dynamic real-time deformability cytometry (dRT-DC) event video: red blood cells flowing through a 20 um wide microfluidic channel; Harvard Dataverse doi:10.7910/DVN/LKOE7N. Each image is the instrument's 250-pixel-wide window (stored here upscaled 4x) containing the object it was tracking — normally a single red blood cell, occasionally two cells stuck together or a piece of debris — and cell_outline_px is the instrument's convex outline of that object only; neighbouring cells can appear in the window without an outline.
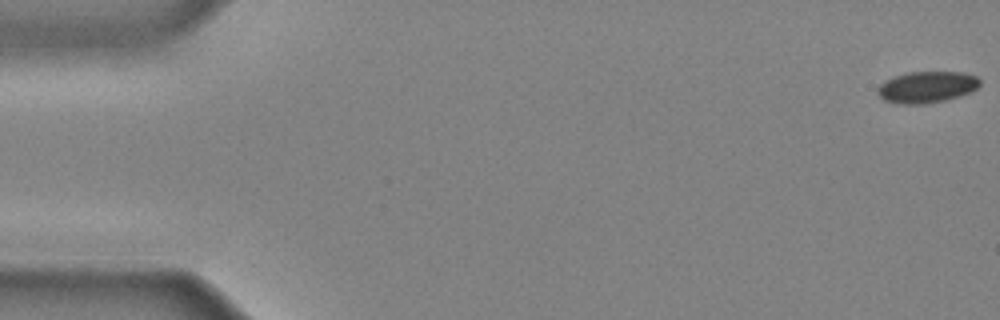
{"species": "common noctule bat (a hibernating species)", "species_latin": "Nyctalus noctula", "temperature_condition": "cold", "stored_images_in_passage": 41, "camera_frame_rate_fps": 3000, "um_per_image_px": 0.085, "animal": {"sex": "male", "body_mass_g": 20.4}, "frame": {"image": 1, "passage_image": 1, "time_ms": 0.0, "image_size_px": [1000, 320], "cell_outline_px": [[980, 84], [976, 88], [960, 96], [944, 100], [924, 104], [900, 104], [884, 100], [876, 92], [880, 84], [884, 80], [892, 76], [908, 72], [964, 72], [976, 76], [980, 80]], "centroid_in_image_um": [78.74, 7.39], "position_along_channel_um": 6.3, "area_um2": 18.79}}
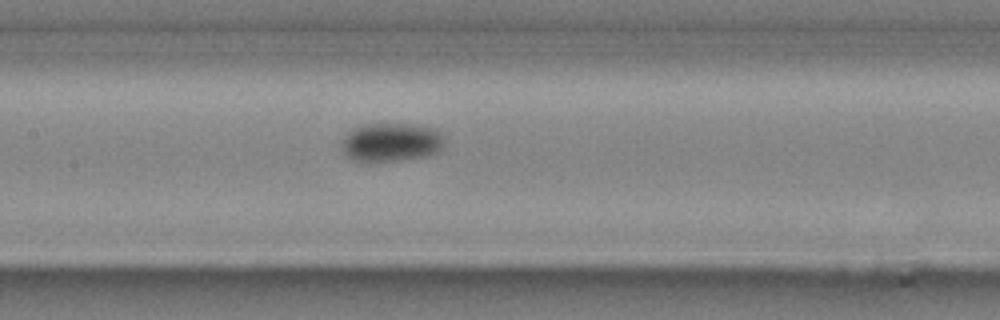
{"frame": {"image": 2, "passage_image": 22, "time_ms": 7.0, "image_size_px": [1000, 320], "cell_outline_px": [[444, 148], [436, 152], [424, 156], [396, 160], [356, 160], [348, 156], [340, 148], [340, 144], [344, 136], [352, 128], [364, 124], [412, 124], [432, 128], [440, 132], [444, 144]], "centroid_in_image_um": [33.23, 12.06], "position_along_channel_um": 174.2, "area_um2": 22.83}}
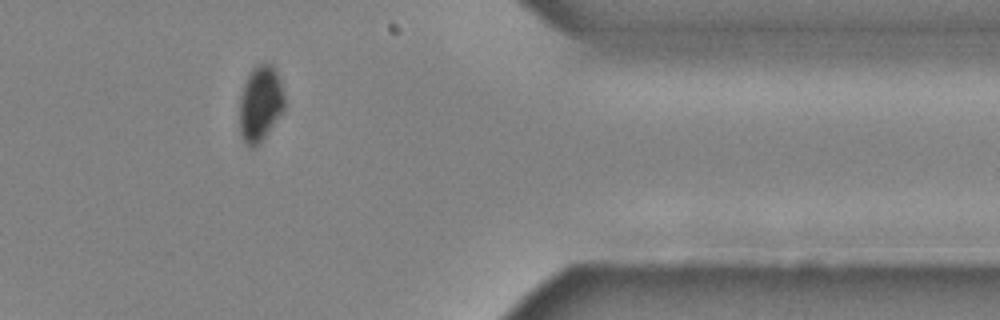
{"frame": {"image": 3, "passage_image": 38, "time_ms": 12.333, "image_size_px": [1000, 320], "cell_outline_px": [[284, 108], [260, 144], [252, 148], [244, 140], [240, 132], [240, 96], [244, 84], [252, 68], [256, 64], [272, 64], [276, 68], [284, 92]], "centroid_in_image_um": [22.13, 8.78], "position_along_channel_um": 389.3, "area_um2": 19.71}}